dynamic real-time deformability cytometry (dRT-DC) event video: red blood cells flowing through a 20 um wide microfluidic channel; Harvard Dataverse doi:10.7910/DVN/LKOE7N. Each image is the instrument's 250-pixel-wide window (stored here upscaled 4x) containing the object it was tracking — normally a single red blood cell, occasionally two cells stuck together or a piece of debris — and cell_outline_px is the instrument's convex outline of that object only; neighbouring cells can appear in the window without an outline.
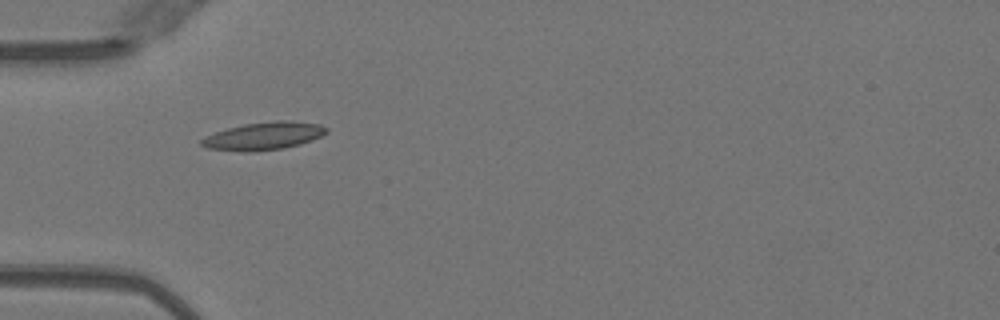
{"species": "Egyptian fruit bat (a non-hibernating species)", "species_latin": "Rousettus aegyptiacus", "temperature_condition": "warm", "stored_images_in_passage": 29, "camera_frame_rate_fps": 3000, "um_per_image_px": 0.085, "animal": {"sex": "female"}, "frame": {"image": 1, "passage_image": 1, "time_ms": 0.0, "image_size_px": [1000, 320], "cell_outline_px": [[328, 132], [312, 140], [300, 144], [284, 148], [252, 152], [244, 152], [208, 148], [200, 144], [200, 140], [204, 136], [228, 128], [244, 124], [276, 120], [292, 120], [320, 124], [328, 128]], "centroid_in_image_um": [22.43, 11.55], "position_along_channel_um": 62.6, "area_um2": 20.35}}
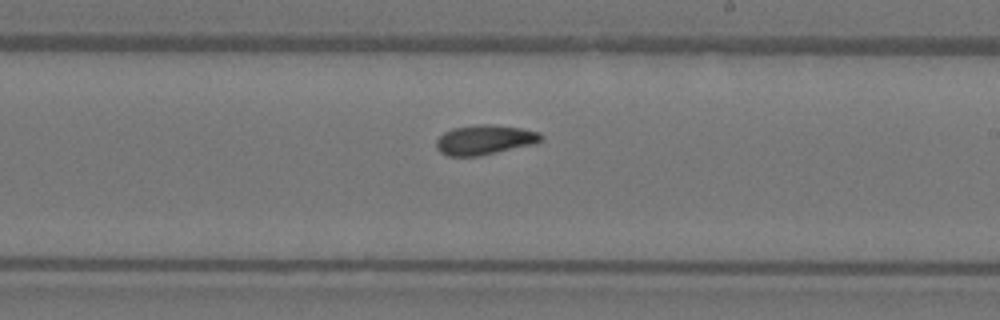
{"frame": {"image": 2, "passage_image": 15, "time_ms": 4.667, "image_size_px": [1000, 320], "cell_outline_px": [[544, 140], [532, 144], [480, 156], [448, 156], [440, 152], [436, 148], [436, 140], [444, 132], [452, 128], [480, 124], [492, 124], [520, 128], [540, 132], [544, 136]], "centroid_in_image_um": [41.2, 11.88], "position_along_channel_um": 247.8, "area_um2": 18.21}}
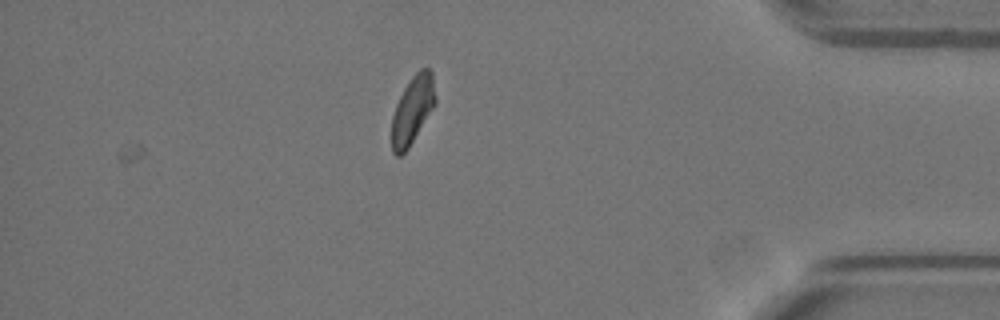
{"frame": {"image": 3, "passage_image": 29, "time_ms": 9.333, "image_size_px": [1000, 320], "cell_outline_px": [[436, 104], [408, 148], [400, 156], [396, 156], [392, 152], [392, 116], [396, 104], [404, 88], [412, 76], [420, 68], [428, 68], [432, 72], [436, 96]], "centroid_in_image_um": [35.07, 9.33], "position_along_channel_um": 400.1, "area_um2": 17.22}, "authors_computed_cell_mechanics": {"area_um2": 17.8024, "velocity_mm_per_s": 4.0144, "shape_relaxation_time_tau1_ms": 5.4804, "shape_relaxation_time_tau2_ms": 2.5695, "deformation_change_tau1": 0.1562, "deformation_change_tau2": 0.0825}}